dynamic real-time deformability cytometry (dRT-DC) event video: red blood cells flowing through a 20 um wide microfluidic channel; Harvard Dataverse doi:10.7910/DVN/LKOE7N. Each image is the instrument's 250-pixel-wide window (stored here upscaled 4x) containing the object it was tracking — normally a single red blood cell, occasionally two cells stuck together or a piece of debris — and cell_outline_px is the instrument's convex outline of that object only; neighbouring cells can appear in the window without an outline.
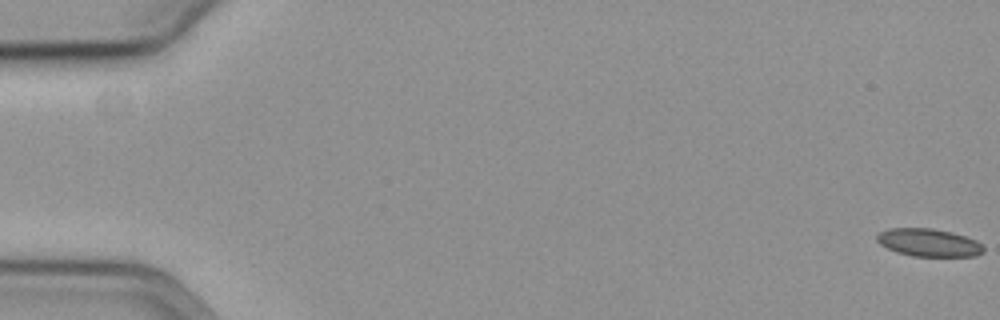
{"species": "common noctule bat (a hibernating species)", "species_latin": "Nyctalus noctula", "temperature_condition": "cold", "stored_images_in_passage": 21, "camera_frame_rate_fps": 3000, "um_per_image_px": 0.085, "animal": {"sex": "female", "body_mass_g": 19.3, "forearm_length_mm": 54.1}, "frame": {"image": 1, "passage_image": 1, "time_ms": 0.0, "image_size_px": [1000, 320], "cell_outline_px": [[984, 252], [976, 256], [912, 256], [896, 252], [880, 244], [876, 240], [876, 236], [880, 232], [888, 228], [932, 228], [952, 232], [976, 240], [984, 248]], "centroid_in_image_um": [78.93, 20.62], "position_along_channel_um": 6.1, "area_um2": 17.28}}
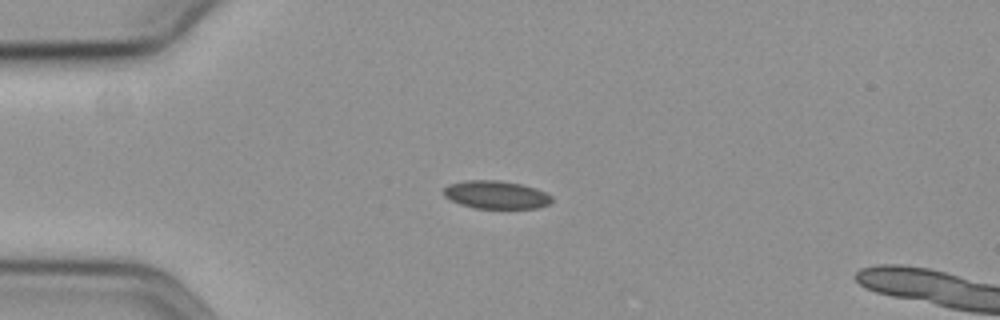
{"frame": {"image": 2, "passage_image": 17, "time_ms": 5.333, "image_size_px": [1000, 320], "cell_outline_px": [[552, 200], [548, 204], [536, 208], [476, 208], [460, 204], [444, 196], [444, 188], [448, 184], [464, 180], [500, 180], [520, 184], [536, 188], [552, 196]], "centroid_in_image_um": [42.15, 16.54], "position_along_channel_um": 42.9, "area_um2": 17.57}}